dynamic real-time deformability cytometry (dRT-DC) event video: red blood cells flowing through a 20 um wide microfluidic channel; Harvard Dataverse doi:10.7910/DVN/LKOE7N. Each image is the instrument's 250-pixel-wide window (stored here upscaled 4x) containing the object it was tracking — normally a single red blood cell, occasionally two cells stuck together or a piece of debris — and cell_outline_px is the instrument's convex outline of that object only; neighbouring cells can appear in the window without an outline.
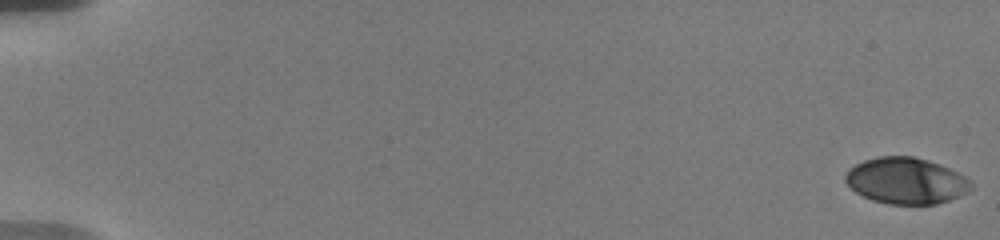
{"species": "human", "species_latin": "Homo sapiens", "temperature_condition": "warm", "stored_images_in_passage": 74, "camera_frame_rate_fps": 3000, "um_per_image_px": 0.085, "donor": {"sex": "male"}, "frame": {"image": 1, "passage_image": 1, "time_ms": 0.0, "image_size_px": [1000, 240], "cell_outline_px": [[972, 188], [960, 196], [936, 204], [888, 204], [872, 200], [856, 192], [844, 180], [844, 176], [856, 164], [864, 160], [880, 156], [912, 156], [928, 160], [940, 164], [964, 176], [972, 184]], "centroid_in_image_um": [77.01, 15.37], "position_along_channel_um": 8.0, "area_um2": 33.58}}
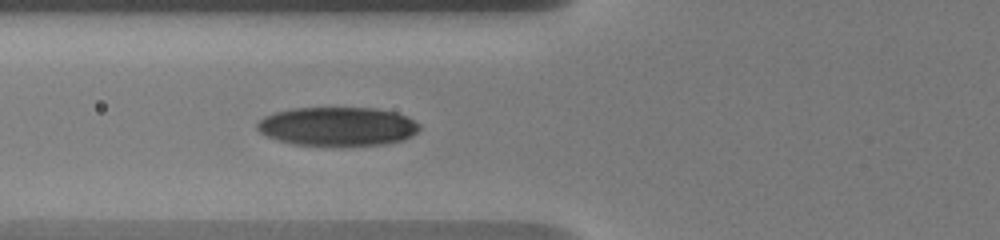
{"frame": {"image": 2, "passage_image": 31, "time_ms": 7.667, "image_size_px": [1000, 240], "cell_outline_px": [[420, 128], [412, 136], [404, 140], [384, 144], [348, 148], [340, 148], [292, 144], [276, 140], [260, 132], [256, 128], [256, 124], [264, 116], [276, 112], [292, 108], [376, 108], [396, 112], [408, 116], [420, 124]], "centroid_in_image_um": [28.72, 10.79], "position_along_channel_um": 97.1, "area_um2": 37.92}}
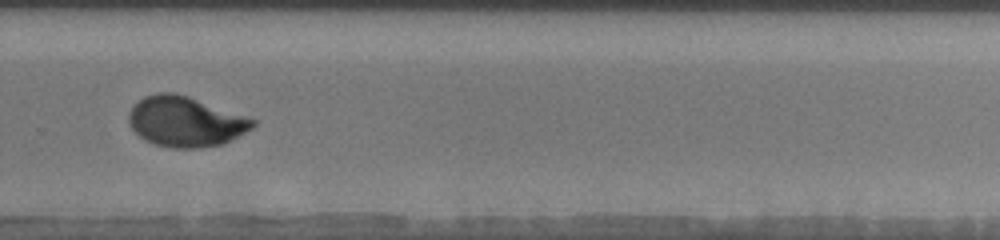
{"frame": {"image": 3, "passage_image": 54, "time_ms": 13.667, "image_size_px": [1000, 240], "cell_outline_px": [[256, 124], [252, 128], [224, 144], [196, 148], [172, 148], [152, 144], [144, 140], [128, 124], [128, 112], [144, 96], [156, 92], [172, 92], [188, 96], [256, 120]], "centroid_in_image_um": [15.73, 10.34], "position_along_channel_um": 314.1, "area_um2": 36.18}, "authors_computed_cell_mechanics": {"area_um2": 35.6915, "velocity_mm_per_s": 3.6116, "shape_relaxation_time_tau1_ms": 4.139, "shape_relaxation_time_tau2_ms": 0.9838, "deformation_change_tau1": 0.1917, "deformation_change_tau2": 0.0474}}